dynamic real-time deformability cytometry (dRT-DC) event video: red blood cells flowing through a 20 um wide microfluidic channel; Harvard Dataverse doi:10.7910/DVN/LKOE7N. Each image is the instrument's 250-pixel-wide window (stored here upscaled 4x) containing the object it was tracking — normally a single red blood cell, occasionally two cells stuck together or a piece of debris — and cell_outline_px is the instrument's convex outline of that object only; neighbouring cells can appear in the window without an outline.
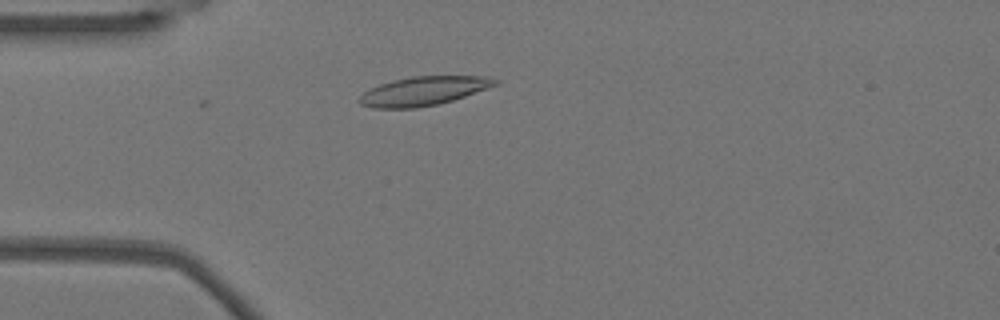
{"species": "Egyptian fruit bat (a non-hibernating species)", "species_latin": "Rousettus aegyptiacus", "temperature_condition": "warm", "stored_images_in_passage": 11, "camera_frame_rate_fps": 3000, "um_per_image_px": 0.085, "animal": {"sex": "female"}, "frame": {"image": 1, "passage_image": 11, "time_ms": 3.333, "image_size_px": [1000, 320], "cell_outline_px": [[500, 84], [452, 100], [436, 104], [416, 108], [372, 108], [360, 104], [360, 96], [364, 92], [380, 84], [392, 80], [412, 76], [488, 76], [500, 80]], "centroid_in_image_um": [36.03, 7.72], "position_along_channel_um": 49.0, "area_um2": 22.77}}